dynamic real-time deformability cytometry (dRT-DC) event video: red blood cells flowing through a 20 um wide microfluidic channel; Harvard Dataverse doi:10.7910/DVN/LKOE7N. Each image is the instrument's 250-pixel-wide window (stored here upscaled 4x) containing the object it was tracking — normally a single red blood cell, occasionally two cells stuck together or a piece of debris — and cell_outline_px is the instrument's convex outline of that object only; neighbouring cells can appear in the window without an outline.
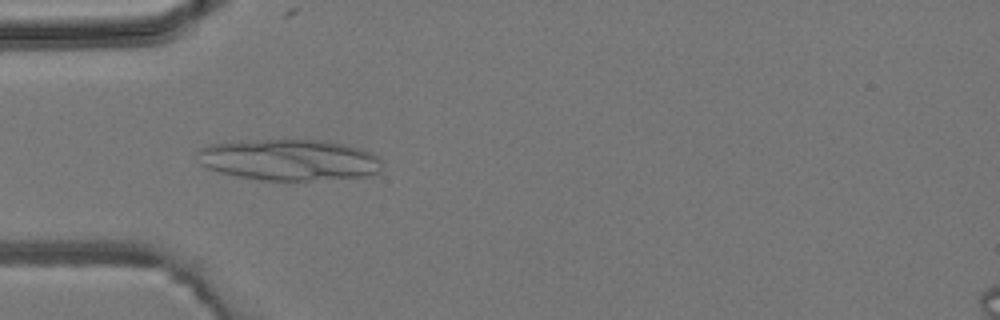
{"species": "common noctule bat (a hibernating species)", "species_latin": "Nyctalus noctula", "temperature_condition": "room temperature", "stored_images_in_passage": 5, "camera_frame_rate_fps": 3000, "um_per_image_px": 0.085, "animal": {"sex": "male", "body_mass_g": 19.2, "forearm_length_mm": 51.8}, "frame": {"image": 1, "passage_image": 4, "time_ms": 3.667, "image_size_px": [1000, 320], "cell_outline_px": [[380, 168], [376, 172], [364, 176], [308, 180], [260, 180], [220, 172], [208, 168], [200, 164], [196, 152], [196, 148], [208, 144], [264, 140], [328, 140], [348, 144], [360, 148], [376, 156], [380, 160]], "centroid_in_image_um": [24.52, 13.57], "position_along_channel_um": 60.5, "area_um2": 44.04}}